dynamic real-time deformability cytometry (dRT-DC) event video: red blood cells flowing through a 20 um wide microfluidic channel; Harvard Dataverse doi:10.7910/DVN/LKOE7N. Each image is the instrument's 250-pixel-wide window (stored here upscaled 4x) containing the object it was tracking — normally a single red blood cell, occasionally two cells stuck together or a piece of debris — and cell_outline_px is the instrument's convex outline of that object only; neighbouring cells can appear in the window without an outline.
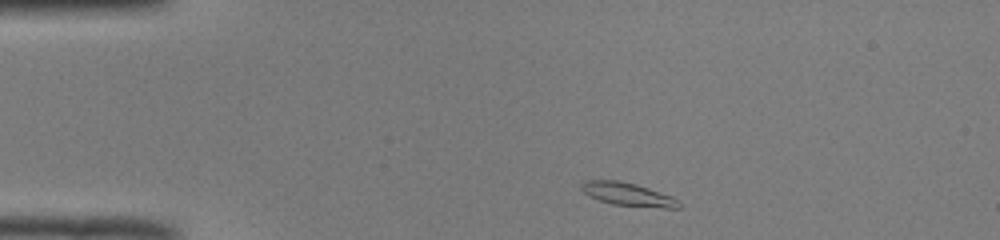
{"species": "common noctule bat (a hibernating species)", "species_latin": "Nyctalus noctula", "temperature_condition": "room temperature", "stored_images_in_passage": 42, "camera_frame_rate_fps": 3000, "um_per_image_px": 0.085, "animal": {"sex": "male", "body_mass_g": 19.0, "forearm_length_mm": 50.8}, "frame": {"image": 1, "passage_image": 1, "time_ms": 0.0, "image_size_px": [1000, 240], "cell_outline_px": [[680, 208], [664, 208], [612, 204], [588, 196], [580, 188], [588, 180], [616, 180], [636, 184], [672, 196], [680, 204]], "centroid_in_image_um": [53.38, 16.52], "position_along_channel_um": 31.6, "area_um2": 12.89}}
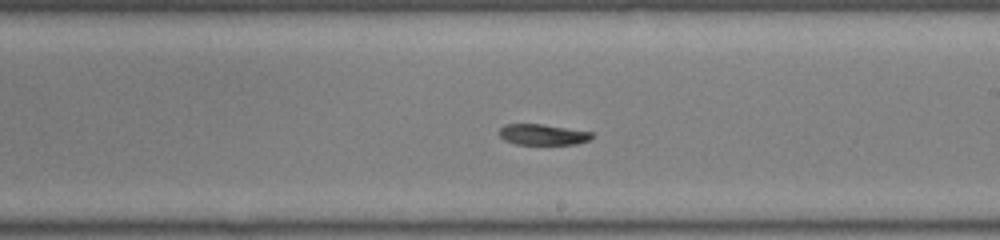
{"frame": {"image": 2, "passage_image": 21, "time_ms": 6.667, "image_size_px": [1000, 240], "cell_outline_px": [[592, 136], [588, 140], [576, 144], [516, 144], [504, 140], [500, 136], [500, 128], [504, 124], [544, 124], [592, 132]], "centroid_in_image_um": [46.11, 11.43], "position_along_channel_um": 242.9, "area_um2": 11.16}}
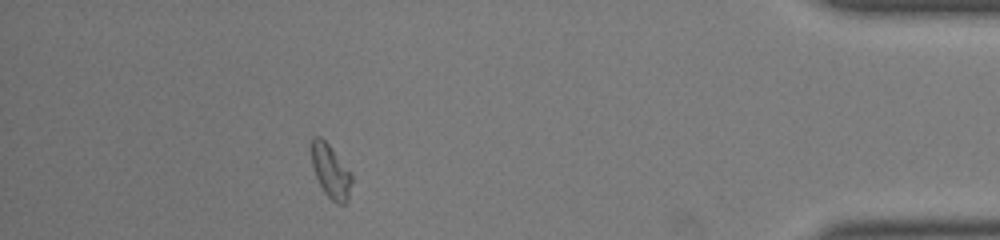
{"frame": {"image": 3, "passage_image": 37, "time_ms": 12.0, "image_size_px": [1000, 240], "cell_outline_px": [[352, 180], [348, 200], [344, 204], [336, 204], [324, 192], [312, 168], [312, 136], [320, 136], [328, 144], [352, 172]], "centroid_in_image_um": [28.13, 14.57], "position_along_channel_um": 407.1, "area_um2": 12.54}}